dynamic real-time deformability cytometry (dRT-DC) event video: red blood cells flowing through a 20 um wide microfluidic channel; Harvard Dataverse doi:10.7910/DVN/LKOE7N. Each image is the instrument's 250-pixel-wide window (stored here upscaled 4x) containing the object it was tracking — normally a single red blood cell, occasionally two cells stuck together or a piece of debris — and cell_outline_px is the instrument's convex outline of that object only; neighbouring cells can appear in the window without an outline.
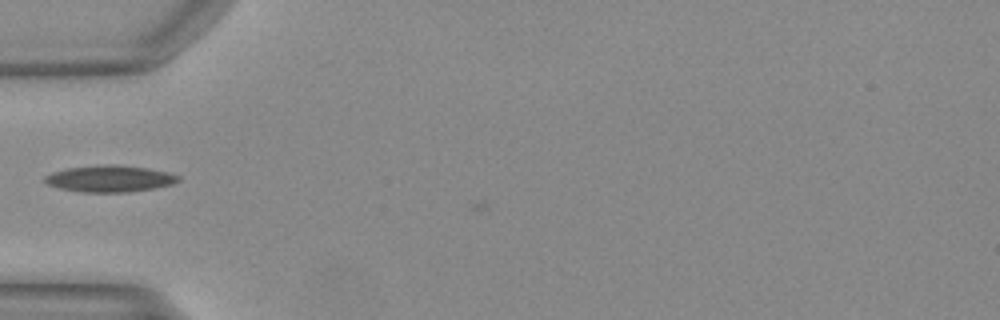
{"species": "Egyptian fruit bat (a non-hibernating species)", "species_latin": "Rousettus aegyptiacus", "temperature_condition": "warm", "stored_images_in_passage": 29, "camera_frame_rate_fps": 3000, "um_per_image_px": 0.085, "animal": {"sex": "female"}, "frame": {"image": 1, "passage_image": 1, "time_ms": 0.0, "image_size_px": [1000, 320], "cell_outline_px": [[180, 180], [172, 184], [152, 188], [124, 192], [84, 192], [60, 188], [48, 184], [44, 180], [44, 176], [52, 172], [68, 168], [96, 164], [120, 164], [148, 168], [168, 172], [180, 176]], "centroid_in_image_um": [9.33, 15.16], "position_along_channel_um": 75.7, "area_um2": 20.69}}
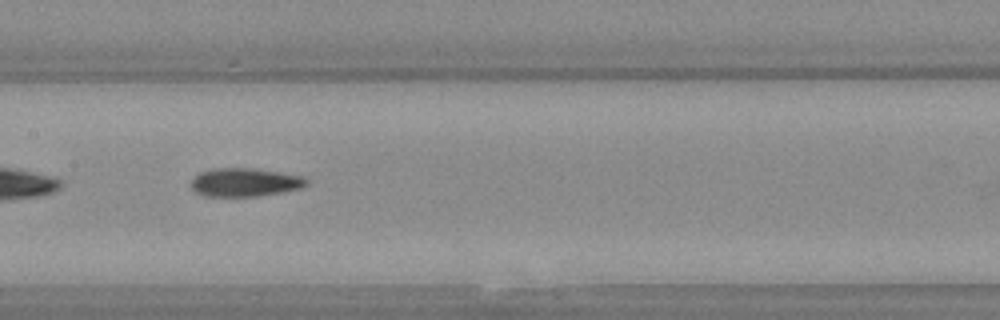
{"frame": {"image": 2, "passage_image": 9, "time_ms": 2.667, "image_size_px": [1000, 320], "cell_outline_px": [[308, 184], [300, 188], [280, 192], [256, 196], [204, 196], [196, 192], [192, 188], [192, 180], [200, 172], [212, 168], [252, 168], [280, 172], [304, 176], [308, 180]], "centroid_in_image_um": [20.82, 15.48], "position_along_channel_um": 186.6, "area_um2": 19.02}}